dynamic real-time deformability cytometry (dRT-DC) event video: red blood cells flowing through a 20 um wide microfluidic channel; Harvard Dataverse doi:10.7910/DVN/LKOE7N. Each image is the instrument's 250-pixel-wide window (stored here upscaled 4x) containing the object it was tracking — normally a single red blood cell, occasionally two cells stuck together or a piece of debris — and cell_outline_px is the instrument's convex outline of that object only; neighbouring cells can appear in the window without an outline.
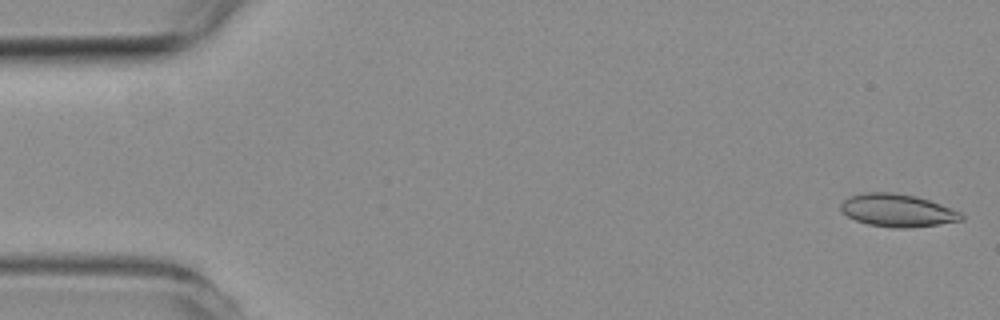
{"species": "common noctule bat (a hibernating species)", "species_latin": "Nyctalus noctula", "temperature_condition": "room temperature", "stored_images_in_passage": 54, "camera_frame_rate_fps": 3000, "um_per_image_px": 0.085, "animal": {"sex": "female", "body_mass_g": 19.3, "forearm_length_mm": 54.1}, "frame": {"image": 1, "passage_image": 1, "time_ms": 0.0, "image_size_px": [1000, 320], "cell_outline_px": [[964, 220], [940, 224], [908, 228], [892, 228], [868, 224], [856, 220], [848, 216], [840, 208], [840, 204], [848, 196], [864, 192], [892, 192], [916, 196], [940, 204], [960, 212], [964, 216]], "centroid_in_image_um": [76.28, 17.88], "position_along_channel_um": 8.7, "area_um2": 23.0}}
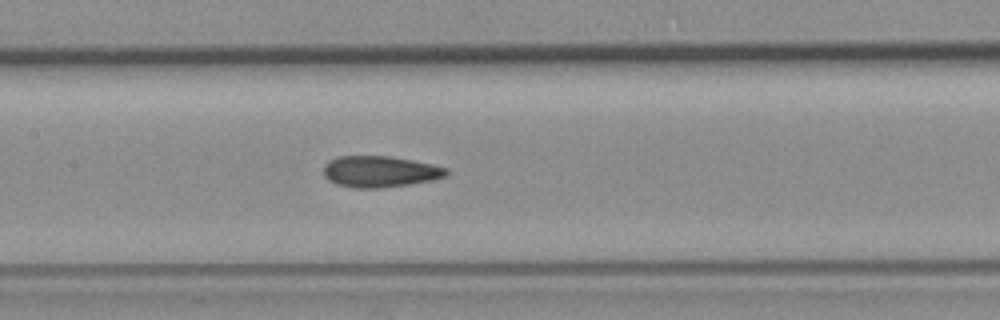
{"frame": {"image": 2, "passage_image": 25, "time_ms": 8.0, "image_size_px": [1000, 320], "cell_outline_px": [[448, 172], [444, 176], [432, 180], [384, 188], [352, 188], [336, 184], [328, 180], [324, 176], [324, 164], [328, 160], [340, 156], [392, 156], [432, 164], [448, 168]], "centroid_in_image_um": [32.26, 14.58], "position_along_channel_um": 175.1, "area_um2": 22.48}}
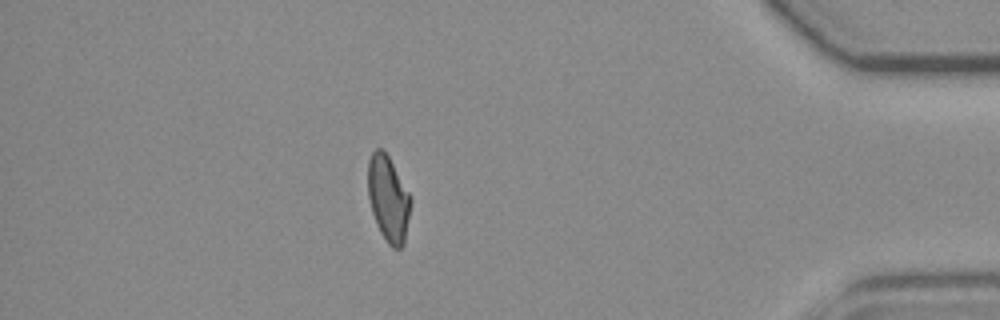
{"frame": {"image": 3, "passage_image": 47, "time_ms": 15.333, "image_size_px": [1000, 320], "cell_outline_px": [[412, 200], [404, 244], [400, 248], [392, 248], [388, 244], [380, 232], [376, 224], [372, 212], [368, 196], [368, 160], [372, 152], [376, 148], [384, 148], [412, 196]], "centroid_in_image_um": [33.01, 16.86], "position_along_channel_um": 402.2, "area_um2": 21.73}, "authors_computed_cell_mechanics": {"area_um2": 22.253, "velocity_mm_per_s": 3.7461, "shape_relaxation_time_tau1_ms": null, "shape_relaxation_time_tau2_ms": 2.6042, "deformation_change_tau1": null, "deformation_change_tau2": 0.0944}}